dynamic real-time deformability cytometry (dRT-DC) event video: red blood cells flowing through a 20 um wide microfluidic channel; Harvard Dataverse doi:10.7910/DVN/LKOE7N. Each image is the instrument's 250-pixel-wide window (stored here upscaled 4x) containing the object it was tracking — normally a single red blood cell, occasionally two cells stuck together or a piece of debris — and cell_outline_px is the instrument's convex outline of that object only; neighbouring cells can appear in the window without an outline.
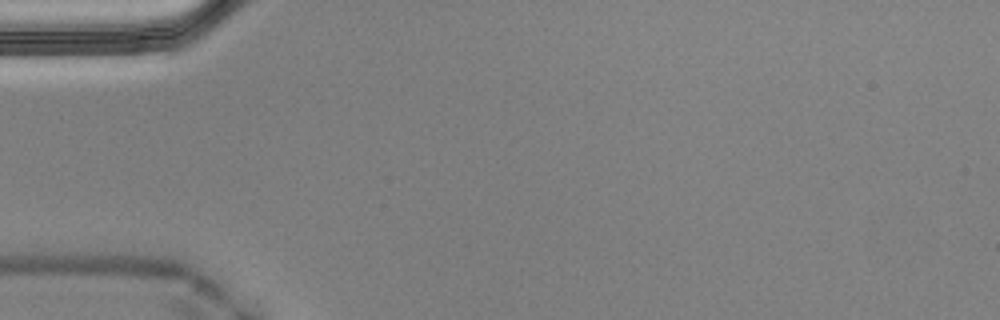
{"species": "Egyptian fruit bat (a non-hibernating species)", "species_latin": "Rousettus aegyptiacus", "temperature_condition": "cold", "stored_images_in_passage": 4, "camera_frame_rate_fps": 3000, "um_per_image_px": 0.085, "animal": {"sex": "male"}, "frame": {"image": 1, "passage_image": 1, "time_ms": 0.0, "image_size_px": [1000, 320], "cell_outline_px": [[144, 52], [88, 56], [24, 56], [20, 40], [56, 32], [132, 32], [144, 48]], "centroid_in_image_um": [6.93, 3.76], "position_along_channel_um": 78.1, "area_um2": 18.73}}